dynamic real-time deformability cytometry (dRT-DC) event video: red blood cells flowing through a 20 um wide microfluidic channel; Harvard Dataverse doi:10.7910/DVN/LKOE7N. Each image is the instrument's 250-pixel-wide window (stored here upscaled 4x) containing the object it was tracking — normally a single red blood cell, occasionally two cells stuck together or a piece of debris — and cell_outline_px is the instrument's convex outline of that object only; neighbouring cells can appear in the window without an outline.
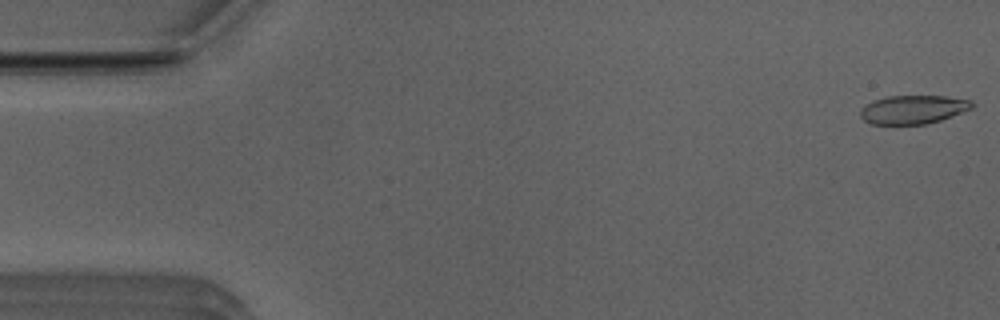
{"species": "Egyptian fruit bat (a non-hibernating species)", "species_latin": "Rousettus aegyptiacus", "temperature_condition": "room temperature", "stored_images_in_passage": 52, "camera_frame_rate_fps": 3000, "um_per_image_px": 0.085, "animal": {"sex": "male"}, "frame": {"image": 1, "passage_image": 1, "time_ms": 0.0, "image_size_px": [1000, 320], "cell_outline_px": [[976, 104], [972, 108], [940, 120], [924, 124], [872, 124], [864, 120], [860, 116], [860, 108], [876, 100], [888, 96], [944, 96], [972, 100]], "centroid_in_image_um": [77.63, 9.3], "position_along_channel_um": 7.4, "area_um2": 18.44}}
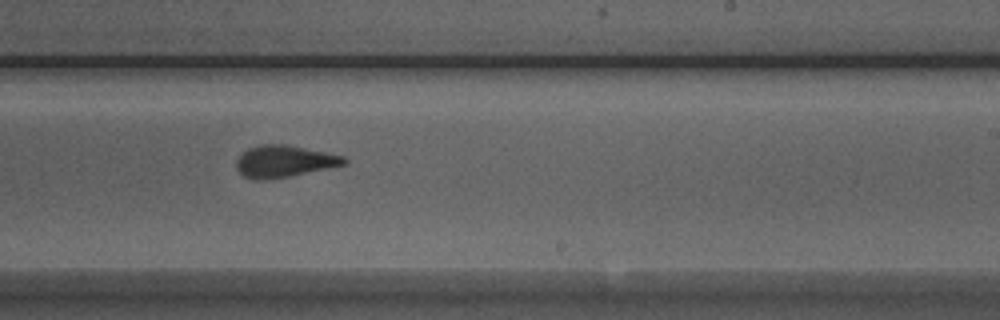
{"frame": {"image": 2, "passage_image": 31, "time_ms": 10.0, "image_size_px": [1000, 320], "cell_outline_px": [[348, 164], [288, 176], [264, 180], [252, 180], [244, 176], [236, 168], [236, 160], [248, 148], [260, 144], [284, 144], [344, 156], [348, 160]], "centroid_in_image_um": [24.14, 13.71], "position_along_channel_um": 264.9, "area_um2": 19.83}}
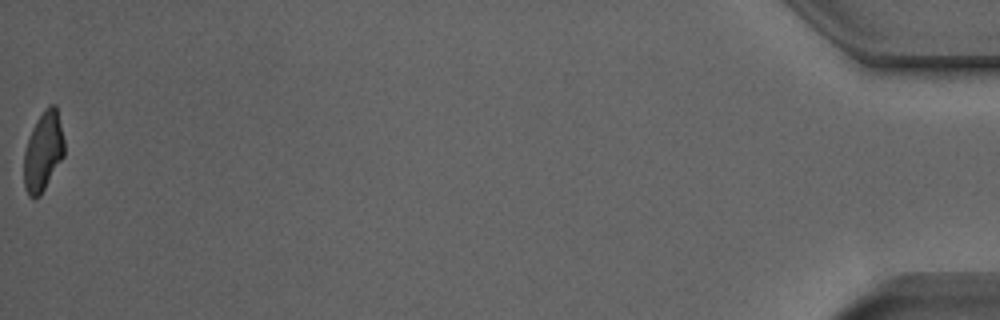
{"frame": {"image": 3, "passage_image": 52, "time_ms": 17.0, "image_size_px": [1000, 320], "cell_outline_px": [[64, 156], [40, 196], [28, 196], [24, 184], [24, 152], [32, 128], [36, 120], [44, 108], [48, 104], [56, 104], [64, 140]], "centroid_in_image_um": [3.68, 12.83], "position_along_channel_um": 431.5, "area_um2": 18.61}, "authors_computed_cell_mechanics": {"area_um2": 19.941, "velocity_mm_per_s": 3.9185, "shape_relaxation_time_tau1_ms": 9.8351, "shape_relaxation_time_tau2_ms": 1.2615, "deformation_change_tau1": 0.2477, "deformation_change_tau2": 0.0769}}